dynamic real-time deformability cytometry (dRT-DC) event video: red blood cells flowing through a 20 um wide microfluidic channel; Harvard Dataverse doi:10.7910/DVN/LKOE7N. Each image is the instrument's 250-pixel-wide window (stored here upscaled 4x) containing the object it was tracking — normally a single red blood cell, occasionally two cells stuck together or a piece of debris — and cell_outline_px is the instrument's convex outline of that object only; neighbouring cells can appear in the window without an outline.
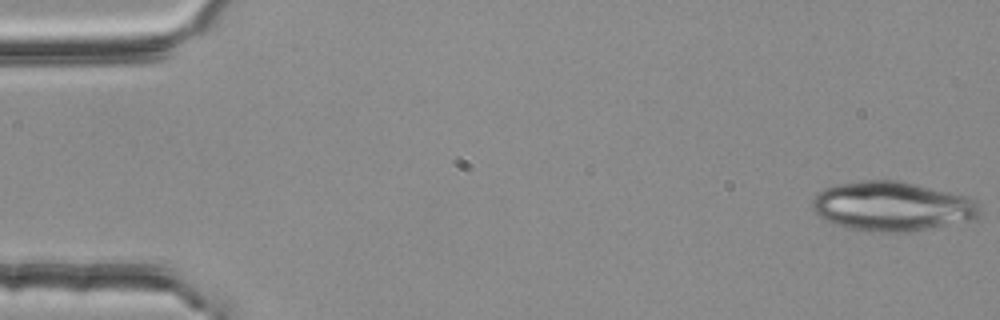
{"species": "common noctule bat (a hibernating species)", "species_latin": "Nyctalus noctula", "temperature_condition": "room temperature", "stored_images_in_passage": 53, "camera_frame_rate_fps": 3000, "um_per_image_px": 0.085, "animal": {"sex": "female", "body_mass_g": 25.1}, "frame": {"image": 1, "passage_image": 1, "time_ms": 0.0, "image_size_px": [1000, 320], "cell_outline_px": [[980, 216], [972, 220], [908, 232], [880, 232], [848, 228], [836, 224], [820, 216], [816, 212], [812, 204], [812, 200], [824, 188], [840, 184], [864, 180], [904, 180], [964, 196], [980, 204]], "centroid_in_image_um": [75.87, 17.53], "position_along_channel_um": 9.1, "area_um2": 47.92}}
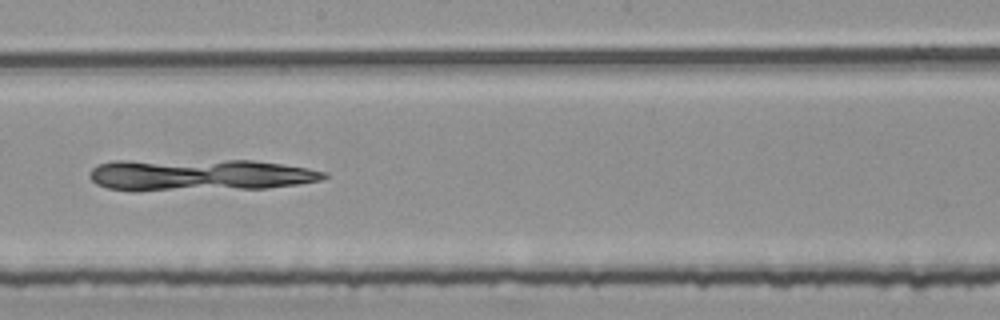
{"frame": {"image": 2, "passage_image": 30, "time_ms": 9.667, "image_size_px": [1000, 320], "cell_outline_px": [[328, 176], [320, 180], [300, 184], [268, 188], [136, 192], [132, 192], [108, 188], [96, 184], [88, 176], [88, 172], [96, 164], [116, 160], [252, 160], [308, 168], [328, 172]], "centroid_in_image_um": [16.88, 14.88], "position_along_channel_um": 231.3, "area_um2": 44.56}}
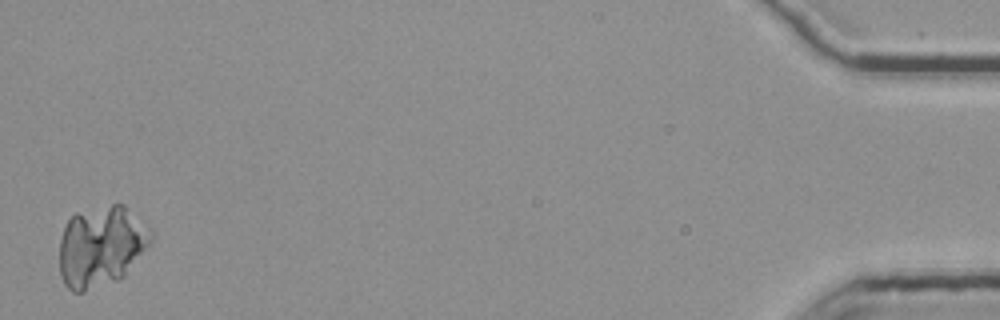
{"frame": {"image": 3, "passage_image": 53, "time_ms": 17.333, "image_size_px": [1000, 320], "cell_outline_px": [[152, 240], [124, 276], [120, 280], [84, 292], [72, 292], [64, 284], [60, 272], [60, 240], [64, 228], [68, 220], [76, 212], [116, 200], [124, 204], [152, 232]], "centroid_in_image_um": [8.58, 20.91], "position_along_channel_um": 426.6, "area_um2": 43.58}}